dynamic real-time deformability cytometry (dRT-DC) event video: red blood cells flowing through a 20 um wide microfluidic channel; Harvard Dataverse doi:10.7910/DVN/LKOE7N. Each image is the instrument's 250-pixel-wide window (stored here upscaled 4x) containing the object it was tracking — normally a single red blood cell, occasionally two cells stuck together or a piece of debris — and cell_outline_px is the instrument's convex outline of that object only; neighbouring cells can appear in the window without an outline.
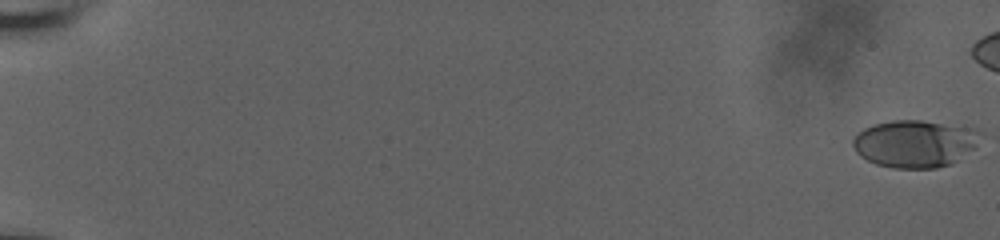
{"species": "human", "species_latin": "Homo sapiens", "temperature_condition": "room temperature", "stored_images_in_passage": 9, "camera_frame_rate_fps": 3000, "um_per_image_px": 0.085, "donor": {"sex": "male"}, "frame": {"image": 1, "passage_image": 1, "time_ms": 0.0, "image_size_px": [1000, 240], "cell_outline_px": [[984, 136], [976, 148], [952, 164], [936, 168], [892, 168], [876, 164], [860, 156], [856, 152], [852, 144], [852, 140], [856, 132], [872, 124], [892, 120], [920, 120], [976, 128], [984, 132]], "centroid_in_image_um": [77.81, 12.2], "position_along_channel_um": 7.2, "area_um2": 35.95}}